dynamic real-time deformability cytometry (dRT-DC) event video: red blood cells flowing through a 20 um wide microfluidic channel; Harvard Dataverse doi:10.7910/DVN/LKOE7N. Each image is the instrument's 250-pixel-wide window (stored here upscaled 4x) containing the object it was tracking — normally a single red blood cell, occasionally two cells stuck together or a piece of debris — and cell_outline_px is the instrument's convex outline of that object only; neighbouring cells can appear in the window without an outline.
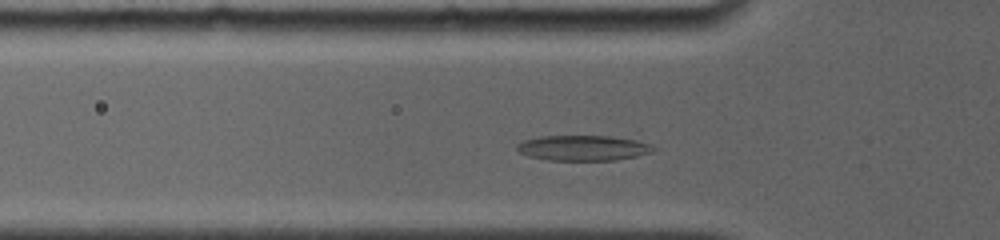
{"species": "common noctule bat (a hibernating species)", "species_latin": "Nyctalus noctula", "temperature_condition": "room temperature", "stored_images_in_passage": 44, "camera_frame_rate_fps": 4000, "um_per_image_px": 0.085, "animal": {"sex": "female", "body_mass_g": 19.0, "forearm_length_mm": 56.7}, "frame": {"image": 1, "passage_image": 21, "time_ms": 2.5, "image_size_px": [1000, 240], "cell_outline_px": [[656, 148], [652, 152], [636, 156], [612, 160], [548, 160], [528, 156], [520, 152], [516, 148], [516, 144], [524, 140], [540, 136], [612, 136], [632, 140], [648, 144]], "centroid_in_image_um": [49.51, 12.57], "position_along_channel_um": 76.3, "area_um2": 19.88}}
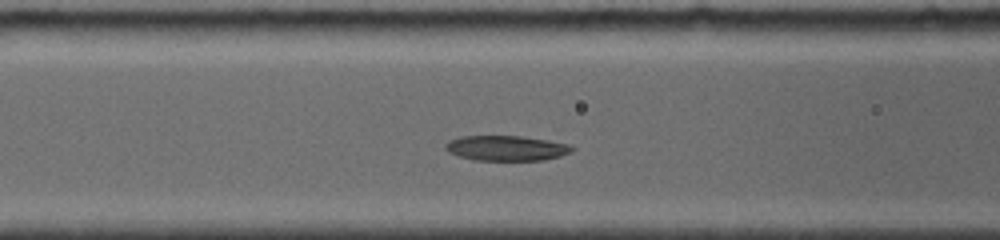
{"frame": {"image": 2, "passage_image": 31, "time_ms": 3.75, "image_size_px": [1000, 240], "cell_outline_px": [[572, 152], [560, 156], [540, 160], [472, 160], [448, 152], [444, 148], [452, 140], [460, 136], [520, 136], [568, 144], [572, 148]], "centroid_in_image_um": [43.02, 12.6], "position_along_channel_um": 123.6, "area_um2": 18.15}}
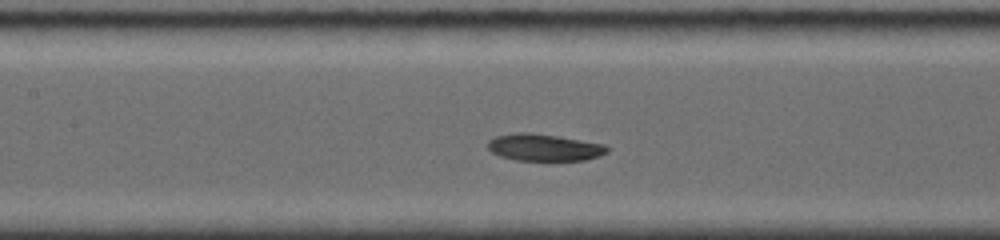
{"frame": {"image": 3, "passage_image": 39, "time_ms": 4.75, "image_size_px": [1000, 240], "cell_outline_px": [[608, 152], [584, 160], [516, 160], [500, 156], [492, 152], [488, 148], [488, 140], [496, 136], [516, 132], [528, 132], [556, 136], [604, 144], [608, 148]], "centroid_in_image_um": [46.21, 12.53], "position_along_channel_um": 161.2, "area_um2": 18.5}}